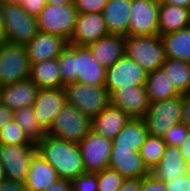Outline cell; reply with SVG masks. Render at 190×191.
Masks as SVG:
<instances>
[{"label":"cell","instance_id":"11","mask_svg":"<svg viewBox=\"0 0 190 191\" xmlns=\"http://www.w3.org/2000/svg\"><path fill=\"white\" fill-rule=\"evenodd\" d=\"M148 72L133 59L124 54L111 67L106 69L105 88L111 96L117 89L131 85H145Z\"/></svg>","mask_w":190,"mask_h":191},{"label":"cell","instance_id":"51","mask_svg":"<svg viewBox=\"0 0 190 191\" xmlns=\"http://www.w3.org/2000/svg\"><path fill=\"white\" fill-rule=\"evenodd\" d=\"M4 174H3V169L1 167V164H0V181L4 180Z\"/></svg>","mask_w":190,"mask_h":191},{"label":"cell","instance_id":"18","mask_svg":"<svg viewBox=\"0 0 190 191\" xmlns=\"http://www.w3.org/2000/svg\"><path fill=\"white\" fill-rule=\"evenodd\" d=\"M108 168L124 179H143L150 175L139 152L132 150H111Z\"/></svg>","mask_w":190,"mask_h":191},{"label":"cell","instance_id":"43","mask_svg":"<svg viewBox=\"0 0 190 191\" xmlns=\"http://www.w3.org/2000/svg\"><path fill=\"white\" fill-rule=\"evenodd\" d=\"M44 191H73L72 181L58 179L56 182L47 187Z\"/></svg>","mask_w":190,"mask_h":191},{"label":"cell","instance_id":"36","mask_svg":"<svg viewBox=\"0 0 190 191\" xmlns=\"http://www.w3.org/2000/svg\"><path fill=\"white\" fill-rule=\"evenodd\" d=\"M73 191H98L97 173L84 172L72 181Z\"/></svg>","mask_w":190,"mask_h":191},{"label":"cell","instance_id":"37","mask_svg":"<svg viewBox=\"0 0 190 191\" xmlns=\"http://www.w3.org/2000/svg\"><path fill=\"white\" fill-rule=\"evenodd\" d=\"M108 0H74L75 9L78 14L102 13Z\"/></svg>","mask_w":190,"mask_h":191},{"label":"cell","instance_id":"21","mask_svg":"<svg viewBox=\"0 0 190 191\" xmlns=\"http://www.w3.org/2000/svg\"><path fill=\"white\" fill-rule=\"evenodd\" d=\"M87 46L95 60L107 69L125 54V36L108 34Z\"/></svg>","mask_w":190,"mask_h":191},{"label":"cell","instance_id":"15","mask_svg":"<svg viewBox=\"0 0 190 191\" xmlns=\"http://www.w3.org/2000/svg\"><path fill=\"white\" fill-rule=\"evenodd\" d=\"M66 102L64 88L39 89L34 102L33 111L41 127L47 131Z\"/></svg>","mask_w":190,"mask_h":191},{"label":"cell","instance_id":"49","mask_svg":"<svg viewBox=\"0 0 190 191\" xmlns=\"http://www.w3.org/2000/svg\"><path fill=\"white\" fill-rule=\"evenodd\" d=\"M46 3L54 4V5H58V4H71V3H74V0H46Z\"/></svg>","mask_w":190,"mask_h":191},{"label":"cell","instance_id":"31","mask_svg":"<svg viewBox=\"0 0 190 191\" xmlns=\"http://www.w3.org/2000/svg\"><path fill=\"white\" fill-rule=\"evenodd\" d=\"M13 120L22 128L28 139L35 144L40 142L46 135V131L34 116L32 106L15 110Z\"/></svg>","mask_w":190,"mask_h":191},{"label":"cell","instance_id":"8","mask_svg":"<svg viewBox=\"0 0 190 191\" xmlns=\"http://www.w3.org/2000/svg\"><path fill=\"white\" fill-rule=\"evenodd\" d=\"M30 63L23 44L0 42V87L28 79Z\"/></svg>","mask_w":190,"mask_h":191},{"label":"cell","instance_id":"40","mask_svg":"<svg viewBox=\"0 0 190 191\" xmlns=\"http://www.w3.org/2000/svg\"><path fill=\"white\" fill-rule=\"evenodd\" d=\"M139 191H166L162 181L155 179L151 174L141 179Z\"/></svg>","mask_w":190,"mask_h":191},{"label":"cell","instance_id":"35","mask_svg":"<svg viewBox=\"0 0 190 191\" xmlns=\"http://www.w3.org/2000/svg\"><path fill=\"white\" fill-rule=\"evenodd\" d=\"M189 131V128L181 122L173 125L172 128L164 134L162 139L167 146L179 147L185 141Z\"/></svg>","mask_w":190,"mask_h":191},{"label":"cell","instance_id":"24","mask_svg":"<svg viewBox=\"0 0 190 191\" xmlns=\"http://www.w3.org/2000/svg\"><path fill=\"white\" fill-rule=\"evenodd\" d=\"M148 131L143 118H130L112 140V150H132L139 152Z\"/></svg>","mask_w":190,"mask_h":191},{"label":"cell","instance_id":"13","mask_svg":"<svg viewBox=\"0 0 190 191\" xmlns=\"http://www.w3.org/2000/svg\"><path fill=\"white\" fill-rule=\"evenodd\" d=\"M160 3L153 0H132L128 35H158V15Z\"/></svg>","mask_w":190,"mask_h":191},{"label":"cell","instance_id":"52","mask_svg":"<svg viewBox=\"0 0 190 191\" xmlns=\"http://www.w3.org/2000/svg\"><path fill=\"white\" fill-rule=\"evenodd\" d=\"M153 1H156V2L161 3V2H163L164 0H153Z\"/></svg>","mask_w":190,"mask_h":191},{"label":"cell","instance_id":"2","mask_svg":"<svg viewBox=\"0 0 190 191\" xmlns=\"http://www.w3.org/2000/svg\"><path fill=\"white\" fill-rule=\"evenodd\" d=\"M36 150L55 169L60 179L73 181L86 172L78 143L46 134L36 144Z\"/></svg>","mask_w":190,"mask_h":191},{"label":"cell","instance_id":"34","mask_svg":"<svg viewBox=\"0 0 190 191\" xmlns=\"http://www.w3.org/2000/svg\"><path fill=\"white\" fill-rule=\"evenodd\" d=\"M98 191H118L124 178L110 168L97 173Z\"/></svg>","mask_w":190,"mask_h":191},{"label":"cell","instance_id":"32","mask_svg":"<svg viewBox=\"0 0 190 191\" xmlns=\"http://www.w3.org/2000/svg\"><path fill=\"white\" fill-rule=\"evenodd\" d=\"M165 147L166 144L162 137L147 136L145 142L139 149V154L149 170H152V168L159 163Z\"/></svg>","mask_w":190,"mask_h":191},{"label":"cell","instance_id":"29","mask_svg":"<svg viewBox=\"0 0 190 191\" xmlns=\"http://www.w3.org/2000/svg\"><path fill=\"white\" fill-rule=\"evenodd\" d=\"M166 58L190 63V27L160 36Z\"/></svg>","mask_w":190,"mask_h":191},{"label":"cell","instance_id":"38","mask_svg":"<svg viewBox=\"0 0 190 191\" xmlns=\"http://www.w3.org/2000/svg\"><path fill=\"white\" fill-rule=\"evenodd\" d=\"M166 191H189L190 190V171L184 175L164 183Z\"/></svg>","mask_w":190,"mask_h":191},{"label":"cell","instance_id":"10","mask_svg":"<svg viewBox=\"0 0 190 191\" xmlns=\"http://www.w3.org/2000/svg\"><path fill=\"white\" fill-rule=\"evenodd\" d=\"M36 152L35 143L25 145L0 143V164L4 178L24 183L28 177L31 158Z\"/></svg>","mask_w":190,"mask_h":191},{"label":"cell","instance_id":"41","mask_svg":"<svg viewBox=\"0 0 190 191\" xmlns=\"http://www.w3.org/2000/svg\"><path fill=\"white\" fill-rule=\"evenodd\" d=\"M182 122L190 130V93L182 94Z\"/></svg>","mask_w":190,"mask_h":191},{"label":"cell","instance_id":"6","mask_svg":"<svg viewBox=\"0 0 190 191\" xmlns=\"http://www.w3.org/2000/svg\"><path fill=\"white\" fill-rule=\"evenodd\" d=\"M77 15L74 3L58 5L46 3L44 9L36 17L38 31L60 36L69 42Z\"/></svg>","mask_w":190,"mask_h":191},{"label":"cell","instance_id":"19","mask_svg":"<svg viewBox=\"0 0 190 191\" xmlns=\"http://www.w3.org/2000/svg\"><path fill=\"white\" fill-rule=\"evenodd\" d=\"M39 88L28 78L0 87V102L15 111L34 105Z\"/></svg>","mask_w":190,"mask_h":191},{"label":"cell","instance_id":"50","mask_svg":"<svg viewBox=\"0 0 190 191\" xmlns=\"http://www.w3.org/2000/svg\"><path fill=\"white\" fill-rule=\"evenodd\" d=\"M22 0H0V3L2 5H5V4H11V5H20Z\"/></svg>","mask_w":190,"mask_h":191},{"label":"cell","instance_id":"7","mask_svg":"<svg viewBox=\"0 0 190 191\" xmlns=\"http://www.w3.org/2000/svg\"><path fill=\"white\" fill-rule=\"evenodd\" d=\"M143 120L148 135L163 137L173 125L182 122V94L169 100L149 102Z\"/></svg>","mask_w":190,"mask_h":191},{"label":"cell","instance_id":"39","mask_svg":"<svg viewBox=\"0 0 190 191\" xmlns=\"http://www.w3.org/2000/svg\"><path fill=\"white\" fill-rule=\"evenodd\" d=\"M20 6L28 15L37 17L46 6V0H22Z\"/></svg>","mask_w":190,"mask_h":191},{"label":"cell","instance_id":"42","mask_svg":"<svg viewBox=\"0 0 190 191\" xmlns=\"http://www.w3.org/2000/svg\"><path fill=\"white\" fill-rule=\"evenodd\" d=\"M0 191H28L25 184L18 181L2 180L0 181Z\"/></svg>","mask_w":190,"mask_h":191},{"label":"cell","instance_id":"23","mask_svg":"<svg viewBox=\"0 0 190 191\" xmlns=\"http://www.w3.org/2000/svg\"><path fill=\"white\" fill-rule=\"evenodd\" d=\"M132 0H108L103 9V18L109 34L128 36Z\"/></svg>","mask_w":190,"mask_h":191},{"label":"cell","instance_id":"45","mask_svg":"<svg viewBox=\"0 0 190 191\" xmlns=\"http://www.w3.org/2000/svg\"><path fill=\"white\" fill-rule=\"evenodd\" d=\"M141 179H124L118 191H139Z\"/></svg>","mask_w":190,"mask_h":191},{"label":"cell","instance_id":"46","mask_svg":"<svg viewBox=\"0 0 190 191\" xmlns=\"http://www.w3.org/2000/svg\"><path fill=\"white\" fill-rule=\"evenodd\" d=\"M185 161L190 165V131L185 141L178 147Z\"/></svg>","mask_w":190,"mask_h":191},{"label":"cell","instance_id":"47","mask_svg":"<svg viewBox=\"0 0 190 191\" xmlns=\"http://www.w3.org/2000/svg\"><path fill=\"white\" fill-rule=\"evenodd\" d=\"M163 3L190 8V0H164Z\"/></svg>","mask_w":190,"mask_h":191},{"label":"cell","instance_id":"30","mask_svg":"<svg viewBox=\"0 0 190 191\" xmlns=\"http://www.w3.org/2000/svg\"><path fill=\"white\" fill-rule=\"evenodd\" d=\"M161 68L180 94L190 93L189 62L166 58Z\"/></svg>","mask_w":190,"mask_h":191},{"label":"cell","instance_id":"28","mask_svg":"<svg viewBox=\"0 0 190 191\" xmlns=\"http://www.w3.org/2000/svg\"><path fill=\"white\" fill-rule=\"evenodd\" d=\"M145 87L149 102L169 100L180 95L162 68L147 74Z\"/></svg>","mask_w":190,"mask_h":191},{"label":"cell","instance_id":"16","mask_svg":"<svg viewBox=\"0 0 190 191\" xmlns=\"http://www.w3.org/2000/svg\"><path fill=\"white\" fill-rule=\"evenodd\" d=\"M108 34L102 13L78 14L72 37L68 43L87 46Z\"/></svg>","mask_w":190,"mask_h":191},{"label":"cell","instance_id":"4","mask_svg":"<svg viewBox=\"0 0 190 191\" xmlns=\"http://www.w3.org/2000/svg\"><path fill=\"white\" fill-rule=\"evenodd\" d=\"M63 88L66 101L90 119L99 115L110 104V95L105 86L71 82Z\"/></svg>","mask_w":190,"mask_h":191},{"label":"cell","instance_id":"20","mask_svg":"<svg viewBox=\"0 0 190 191\" xmlns=\"http://www.w3.org/2000/svg\"><path fill=\"white\" fill-rule=\"evenodd\" d=\"M189 166L178 147L166 145L159 163L150 170V174L163 183L170 182L187 173Z\"/></svg>","mask_w":190,"mask_h":191},{"label":"cell","instance_id":"12","mask_svg":"<svg viewBox=\"0 0 190 191\" xmlns=\"http://www.w3.org/2000/svg\"><path fill=\"white\" fill-rule=\"evenodd\" d=\"M86 172L98 173L108 168L112 140L93 130L78 143Z\"/></svg>","mask_w":190,"mask_h":191},{"label":"cell","instance_id":"1","mask_svg":"<svg viewBox=\"0 0 190 191\" xmlns=\"http://www.w3.org/2000/svg\"><path fill=\"white\" fill-rule=\"evenodd\" d=\"M57 60L62 88L71 82L104 86L106 68L95 60L88 46L68 43Z\"/></svg>","mask_w":190,"mask_h":191},{"label":"cell","instance_id":"9","mask_svg":"<svg viewBox=\"0 0 190 191\" xmlns=\"http://www.w3.org/2000/svg\"><path fill=\"white\" fill-rule=\"evenodd\" d=\"M4 41L26 45L39 32L37 18L28 15L20 5H2Z\"/></svg>","mask_w":190,"mask_h":191},{"label":"cell","instance_id":"17","mask_svg":"<svg viewBox=\"0 0 190 191\" xmlns=\"http://www.w3.org/2000/svg\"><path fill=\"white\" fill-rule=\"evenodd\" d=\"M68 42L57 35L38 32L25 45L30 66L38 62L57 58Z\"/></svg>","mask_w":190,"mask_h":191},{"label":"cell","instance_id":"3","mask_svg":"<svg viewBox=\"0 0 190 191\" xmlns=\"http://www.w3.org/2000/svg\"><path fill=\"white\" fill-rule=\"evenodd\" d=\"M91 130V119L67 101L54 116L46 134L61 140L79 143Z\"/></svg>","mask_w":190,"mask_h":191},{"label":"cell","instance_id":"5","mask_svg":"<svg viewBox=\"0 0 190 191\" xmlns=\"http://www.w3.org/2000/svg\"><path fill=\"white\" fill-rule=\"evenodd\" d=\"M125 54L148 73L161 68L166 59L159 35L125 36Z\"/></svg>","mask_w":190,"mask_h":191},{"label":"cell","instance_id":"48","mask_svg":"<svg viewBox=\"0 0 190 191\" xmlns=\"http://www.w3.org/2000/svg\"><path fill=\"white\" fill-rule=\"evenodd\" d=\"M4 19H3V10H2V4L0 3V42L4 41Z\"/></svg>","mask_w":190,"mask_h":191},{"label":"cell","instance_id":"33","mask_svg":"<svg viewBox=\"0 0 190 191\" xmlns=\"http://www.w3.org/2000/svg\"><path fill=\"white\" fill-rule=\"evenodd\" d=\"M0 143L6 145H25L31 142L22 128L14 121H10L0 130Z\"/></svg>","mask_w":190,"mask_h":191},{"label":"cell","instance_id":"22","mask_svg":"<svg viewBox=\"0 0 190 191\" xmlns=\"http://www.w3.org/2000/svg\"><path fill=\"white\" fill-rule=\"evenodd\" d=\"M129 119L123 110L109 104L99 115L91 119V130L113 140Z\"/></svg>","mask_w":190,"mask_h":191},{"label":"cell","instance_id":"26","mask_svg":"<svg viewBox=\"0 0 190 191\" xmlns=\"http://www.w3.org/2000/svg\"><path fill=\"white\" fill-rule=\"evenodd\" d=\"M190 26V8L160 3L158 35L186 29Z\"/></svg>","mask_w":190,"mask_h":191},{"label":"cell","instance_id":"27","mask_svg":"<svg viewBox=\"0 0 190 191\" xmlns=\"http://www.w3.org/2000/svg\"><path fill=\"white\" fill-rule=\"evenodd\" d=\"M29 78L39 89L62 88L57 58L32 64Z\"/></svg>","mask_w":190,"mask_h":191},{"label":"cell","instance_id":"25","mask_svg":"<svg viewBox=\"0 0 190 191\" xmlns=\"http://www.w3.org/2000/svg\"><path fill=\"white\" fill-rule=\"evenodd\" d=\"M60 179L55 169L36 152L30 161L28 177L24 184L28 191H44Z\"/></svg>","mask_w":190,"mask_h":191},{"label":"cell","instance_id":"44","mask_svg":"<svg viewBox=\"0 0 190 191\" xmlns=\"http://www.w3.org/2000/svg\"><path fill=\"white\" fill-rule=\"evenodd\" d=\"M14 117V111L4 106L0 102V130L3 128L5 124L12 121Z\"/></svg>","mask_w":190,"mask_h":191},{"label":"cell","instance_id":"14","mask_svg":"<svg viewBox=\"0 0 190 191\" xmlns=\"http://www.w3.org/2000/svg\"><path fill=\"white\" fill-rule=\"evenodd\" d=\"M110 104L123 110L130 118H143L149 106L145 85L117 89L110 96Z\"/></svg>","mask_w":190,"mask_h":191}]
</instances>
